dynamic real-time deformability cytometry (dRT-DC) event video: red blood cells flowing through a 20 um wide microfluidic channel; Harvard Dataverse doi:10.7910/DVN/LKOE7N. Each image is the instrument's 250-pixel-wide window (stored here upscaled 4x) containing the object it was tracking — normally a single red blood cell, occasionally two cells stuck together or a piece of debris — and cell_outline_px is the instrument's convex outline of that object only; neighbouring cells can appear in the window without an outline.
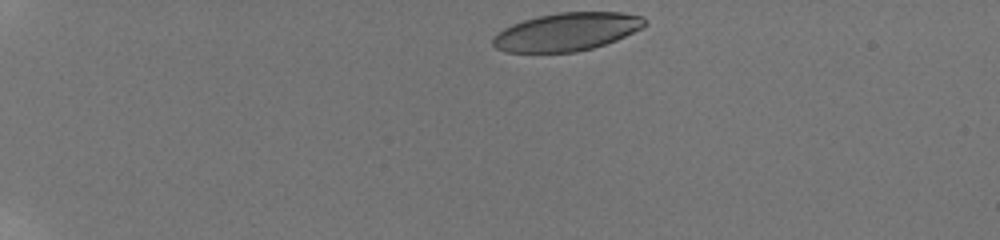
{"species": "human", "species_latin": "Homo sapiens", "temperature_condition": "room temperature", "stored_images_in_passage": 44, "camera_frame_rate_fps": 3000, "um_per_image_px": 0.085, "donor": {"sex": "male"}, "frame": {"image": 1, "passage_image": 1, "time_ms": 0.0, "image_size_px": [1000, 240], "cell_outline_px": [[648, 24], [644, 28], [616, 40], [592, 48], [576, 52], [504, 52], [496, 48], [492, 44], [492, 36], [496, 32], [512, 24], [524, 20], [540, 16], [560, 12], [620, 12], [644, 16], [648, 20]], "centroid_in_image_um": [48.2, 2.7], "position_along_channel_um": 36.8, "area_um2": 33.93}}
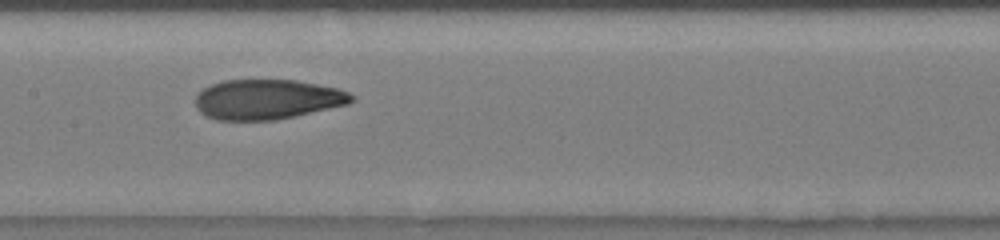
{"frame": {"image": 2, "passage_image": 20, "time_ms": 6.333, "image_size_px": [1000, 240], "cell_outline_px": [[356, 100], [348, 104], [296, 116], [276, 120], [216, 120], [200, 112], [196, 108], [196, 96], [204, 88], [212, 84], [224, 80], [296, 80], [336, 88], [348, 92], [356, 96]], "centroid_in_image_um": [22.74, 8.45], "position_along_channel_um": 184.7, "area_um2": 36.36}}
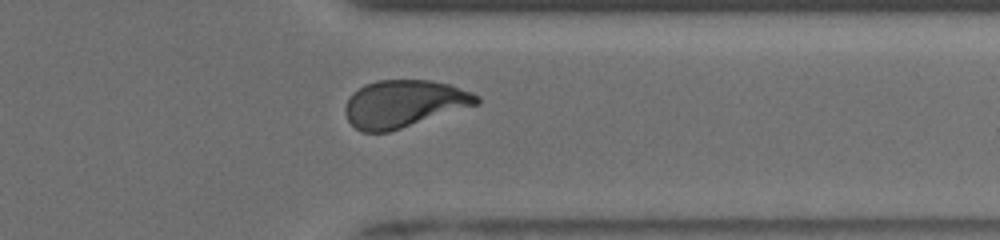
{"frame": {"image": 3, "passage_image": 35, "time_ms": 11.333, "image_size_px": [1000, 240], "cell_outline_px": [[480, 104], [388, 132], [360, 132], [348, 120], [344, 112], [344, 108], [352, 92], [364, 84], [376, 80], [432, 80], [448, 84], [472, 92], [480, 96]], "centroid_in_image_um": [34.33, 8.81], "position_along_channel_um": 377.1, "area_um2": 36.36}, "authors_computed_cell_mechanics": {"area_um2": 36.4429, "velocity_mm_per_s": 3.8508, "shape_relaxation_time_tau1_ms": 4.6968, "shape_relaxation_time_tau2_ms": 1.5767, "deformation_change_tau1": 0.1805, "deformation_change_tau2": 0.082}}